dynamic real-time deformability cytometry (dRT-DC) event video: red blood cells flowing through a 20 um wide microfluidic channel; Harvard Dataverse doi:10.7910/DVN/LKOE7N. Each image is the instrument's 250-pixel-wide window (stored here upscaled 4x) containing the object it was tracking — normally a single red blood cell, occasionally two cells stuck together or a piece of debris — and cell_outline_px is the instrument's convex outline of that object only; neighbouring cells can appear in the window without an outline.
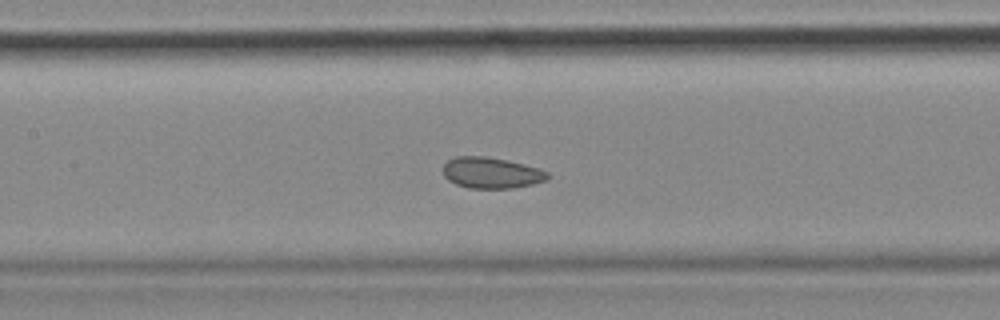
{"species": "common noctule bat (a hibernating species)", "species_latin": "Nyctalus noctula", "temperature_condition": "cold", "stored_images_in_passage": 54, "camera_frame_rate_fps": 3000, "um_per_image_px": 0.085, "animal": {"sex": "female", "body_mass_g": 18.4}, "frame": {"image": 1, "passage_image": 24, "time_ms": 7.667, "image_size_px": [1000, 320], "cell_outline_px": [[552, 176], [548, 180], [532, 184], [512, 188], [468, 188], [456, 184], [448, 180], [444, 176], [444, 164], [448, 160], [456, 156], [484, 156], [508, 160], [540, 168], [548, 172]], "centroid_in_image_um": [41.8, 14.69], "position_along_channel_um": 165.6, "area_um2": 19.07}, "authors_computed_cell_mechanics": {"area_um2": 20.3456, "velocity_mm_per_s": 3.548, "shape_relaxation_time_tau1_ms": null, "shape_relaxation_time_tau2_ms": 2.2022, "deformation_change_tau1": null, "deformation_change_tau2": 0.0745}}